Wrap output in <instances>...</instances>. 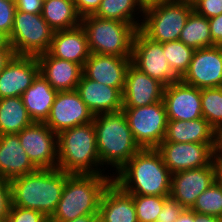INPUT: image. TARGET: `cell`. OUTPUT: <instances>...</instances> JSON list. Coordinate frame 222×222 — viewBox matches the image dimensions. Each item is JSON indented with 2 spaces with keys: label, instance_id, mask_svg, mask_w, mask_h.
<instances>
[{
  "label": "cell",
  "instance_id": "6da1fadb",
  "mask_svg": "<svg viewBox=\"0 0 222 222\" xmlns=\"http://www.w3.org/2000/svg\"><path fill=\"white\" fill-rule=\"evenodd\" d=\"M115 174L112 181L129 194L170 196L171 173L156 148L140 149Z\"/></svg>",
  "mask_w": 222,
  "mask_h": 222
},
{
  "label": "cell",
  "instance_id": "7a4b0ae2",
  "mask_svg": "<svg viewBox=\"0 0 222 222\" xmlns=\"http://www.w3.org/2000/svg\"><path fill=\"white\" fill-rule=\"evenodd\" d=\"M68 174L61 169H38L10 181L12 205L37 210L51 218L61 199Z\"/></svg>",
  "mask_w": 222,
  "mask_h": 222
},
{
  "label": "cell",
  "instance_id": "3957f363",
  "mask_svg": "<svg viewBox=\"0 0 222 222\" xmlns=\"http://www.w3.org/2000/svg\"><path fill=\"white\" fill-rule=\"evenodd\" d=\"M111 181V174H71L49 222H68L83 215L99 214L102 193Z\"/></svg>",
  "mask_w": 222,
  "mask_h": 222
},
{
  "label": "cell",
  "instance_id": "277c9868",
  "mask_svg": "<svg viewBox=\"0 0 222 222\" xmlns=\"http://www.w3.org/2000/svg\"><path fill=\"white\" fill-rule=\"evenodd\" d=\"M93 125L102 168L107 164L117 172L141 149L122 110L95 115Z\"/></svg>",
  "mask_w": 222,
  "mask_h": 222
},
{
  "label": "cell",
  "instance_id": "5b68a950",
  "mask_svg": "<svg viewBox=\"0 0 222 222\" xmlns=\"http://www.w3.org/2000/svg\"><path fill=\"white\" fill-rule=\"evenodd\" d=\"M57 168L68 174H104L93 122L57 134Z\"/></svg>",
  "mask_w": 222,
  "mask_h": 222
},
{
  "label": "cell",
  "instance_id": "8992f818",
  "mask_svg": "<svg viewBox=\"0 0 222 222\" xmlns=\"http://www.w3.org/2000/svg\"><path fill=\"white\" fill-rule=\"evenodd\" d=\"M81 26L90 53L131 57L136 29L130 23L88 15L81 18Z\"/></svg>",
  "mask_w": 222,
  "mask_h": 222
},
{
  "label": "cell",
  "instance_id": "52a82bcc",
  "mask_svg": "<svg viewBox=\"0 0 222 222\" xmlns=\"http://www.w3.org/2000/svg\"><path fill=\"white\" fill-rule=\"evenodd\" d=\"M193 6L188 0H171L144 9L139 30L149 39L165 43L179 40Z\"/></svg>",
  "mask_w": 222,
  "mask_h": 222
},
{
  "label": "cell",
  "instance_id": "ba28073f",
  "mask_svg": "<svg viewBox=\"0 0 222 222\" xmlns=\"http://www.w3.org/2000/svg\"><path fill=\"white\" fill-rule=\"evenodd\" d=\"M53 34L41 14L16 10L9 38L16 55L37 57L49 51Z\"/></svg>",
  "mask_w": 222,
  "mask_h": 222
},
{
  "label": "cell",
  "instance_id": "9c48e42d",
  "mask_svg": "<svg viewBox=\"0 0 222 222\" xmlns=\"http://www.w3.org/2000/svg\"><path fill=\"white\" fill-rule=\"evenodd\" d=\"M135 142L144 148H157L165 139L167 113L164 101L149 106L123 107Z\"/></svg>",
  "mask_w": 222,
  "mask_h": 222
},
{
  "label": "cell",
  "instance_id": "30bf717a",
  "mask_svg": "<svg viewBox=\"0 0 222 222\" xmlns=\"http://www.w3.org/2000/svg\"><path fill=\"white\" fill-rule=\"evenodd\" d=\"M131 64L165 87L180 81L168 64L163 43L149 39L139 29L136 30L132 42Z\"/></svg>",
  "mask_w": 222,
  "mask_h": 222
},
{
  "label": "cell",
  "instance_id": "8fae6325",
  "mask_svg": "<svg viewBox=\"0 0 222 222\" xmlns=\"http://www.w3.org/2000/svg\"><path fill=\"white\" fill-rule=\"evenodd\" d=\"M20 144L38 169L58 165L57 134L44 122H33L18 133Z\"/></svg>",
  "mask_w": 222,
  "mask_h": 222
},
{
  "label": "cell",
  "instance_id": "7c38bea8",
  "mask_svg": "<svg viewBox=\"0 0 222 222\" xmlns=\"http://www.w3.org/2000/svg\"><path fill=\"white\" fill-rule=\"evenodd\" d=\"M94 115L77 90L57 92L49 117L44 122L54 133L93 122Z\"/></svg>",
  "mask_w": 222,
  "mask_h": 222
},
{
  "label": "cell",
  "instance_id": "4fadbf2b",
  "mask_svg": "<svg viewBox=\"0 0 222 222\" xmlns=\"http://www.w3.org/2000/svg\"><path fill=\"white\" fill-rule=\"evenodd\" d=\"M180 80L199 89L222 87V45L196 49Z\"/></svg>",
  "mask_w": 222,
  "mask_h": 222
},
{
  "label": "cell",
  "instance_id": "5bb4252c",
  "mask_svg": "<svg viewBox=\"0 0 222 222\" xmlns=\"http://www.w3.org/2000/svg\"><path fill=\"white\" fill-rule=\"evenodd\" d=\"M213 143L161 142L156 148L170 173L201 168L212 163Z\"/></svg>",
  "mask_w": 222,
  "mask_h": 222
},
{
  "label": "cell",
  "instance_id": "9a60e30c",
  "mask_svg": "<svg viewBox=\"0 0 222 222\" xmlns=\"http://www.w3.org/2000/svg\"><path fill=\"white\" fill-rule=\"evenodd\" d=\"M215 181L213 162L201 168L171 174L170 197L185 209H191L198 196Z\"/></svg>",
  "mask_w": 222,
  "mask_h": 222
},
{
  "label": "cell",
  "instance_id": "2e32d148",
  "mask_svg": "<svg viewBox=\"0 0 222 222\" xmlns=\"http://www.w3.org/2000/svg\"><path fill=\"white\" fill-rule=\"evenodd\" d=\"M163 101L167 120L190 121L202 118L201 89L181 80L164 88Z\"/></svg>",
  "mask_w": 222,
  "mask_h": 222
},
{
  "label": "cell",
  "instance_id": "e0dca14e",
  "mask_svg": "<svg viewBox=\"0 0 222 222\" xmlns=\"http://www.w3.org/2000/svg\"><path fill=\"white\" fill-rule=\"evenodd\" d=\"M39 73L37 57L15 55L0 73V99L21 97Z\"/></svg>",
  "mask_w": 222,
  "mask_h": 222
},
{
  "label": "cell",
  "instance_id": "ac0fdd59",
  "mask_svg": "<svg viewBox=\"0 0 222 222\" xmlns=\"http://www.w3.org/2000/svg\"><path fill=\"white\" fill-rule=\"evenodd\" d=\"M164 88L161 82L130 64L122 95L123 107H143L157 103L163 100Z\"/></svg>",
  "mask_w": 222,
  "mask_h": 222
},
{
  "label": "cell",
  "instance_id": "d6986e66",
  "mask_svg": "<svg viewBox=\"0 0 222 222\" xmlns=\"http://www.w3.org/2000/svg\"><path fill=\"white\" fill-rule=\"evenodd\" d=\"M130 64L131 57L90 53L83 66L82 74L99 83L115 88H124Z\"/></svg>",
  "mask_w": 222,
  "mask_h": 222
},
{
  "label": "cell",
  "instance_id": "ffe728a7",
  "mask_svg": "<svg viewBox=\"0 0 222 222\" xmlns=\"http://www.w3.org/2000/svg\"><path fill=\"white\" fill-rule=\"evenodd\" d=\"M76 90L94 116L118 112L123 108L124 88L111 87L82 74Z\"/></svg>",
  "mask_w": 222,
  "mask_h": 222
},
{
  "label": "cell",
  "instance_id": "44dd1931",
  "mask_svg": "<svg viewBox=\"0 0 222 222\" xmlns=\"http://www.w3.org/2000/svg\"><path fill=\"white\" fill-rule=\"evenodd\" d=\"M40 74L57 91L76 90L83 68L74 62L56 58L49 52L37 56Z\"/></svg>",
  "mask_w": 222,
  "mask_h": 222
},
{
  "label": "cell",
  "instance_id": "7402d4cb",
  "mask_svg": "<svg viewBox=\"0 0 222 222\" xmlns=\"http://www.w3.org/2000/svg\"><path fill=\"white\" fill-rule=\"evenodd\" d=\"M37 170L20 144L18 134L0 135V177L11 181Z\"/></svg>",
  "mask_w": 222,
  "mask_h": 222
},
{
  "label": "cell",
  "instance_id": "603a6c76",
  "mask_svg": "<svg viewBox=\"0 0 222 222\" xmlns=\"http://www.w3.org/2000/svg\"><path fill=\"white\" fill-rule=\"evenodd\" d=\"M52 56L79 64L82 68L90 56L87 36L81 24L54 31L48 51Z\"/></svg>",
  "mask_w": 222,
  "mask_h": 222
},
{
  "label": "cell",
  "instance_id": "cb8c5ba5",
  "mask_svg": "<svg viewBox=\"0 0 222 222\" xmlns=\"http://www.w3.org/2000/svg\"><path fill=\"white\" fill-rule=\"evenodd\" d=\"M99 214L105 222H138L132 194L113 181L102 193Z\"/></svg>",
  "mask_w": 222,
  "mask_h": 222
},
{
  "label": "cell",
  "instance_id": "d4e9b609",
  "mask_svg": "<svg viewBox=\"0 0 222 222\" xmlns=\"http://www.w3.org/2000/svg\"><path fill=\"white\" fill-rule=\"evenodd\" d=\"M57 91L39 73L22 94L23 104L34 122H45L49 117Z\"/></svg>",
  "mask_w": 222,
  "mask_h": 222
},
{
  "label": "cell",
  "instance_id": "484cf974",
  "mask_svg": "<svg viewBox=\"0 0 222 222\" xmlns=\"http://www.w3.org/2000/svg\"><path fill=\"white\" fill-rule=\"evenodd\" d=\"M216 131L202 117L190 121L168 120L162 142L213 143Z\"/></svg>",
  "mask_w": 222,
  "mask_h": 222
},
{
  "label": "cell",
  "instance_id": "4316f807",
  "mask_svg": "<svg viewBox=\"0 0 222 222\" xmlns=\"http://www.w3.org/2000/svg\"><path fill=\"white\" fill-rule=\"evenodd\" d=\"M33 122L21 97L0 99V135L18 134Z\"/></svg>",
  "mask_w": 222,
  "mask_h": 222
},
{
  "label": "cell",
  "instance_id": "83f0119b",
  "mask_svg": "<svg viewBox=\"0 0 222 222\" xmlns=\"http://www.w3.org/2000/svg\"><path fill=\"white\" fill-rule=\"evenodd\" d=\"M42 17L54 30H65L81 24L73 0H43Z\"/></svg>",
  "mask_w": 222,
  "mask_h": 222
},
{
  "label": "cell",
  "instance_id": "f1b7e54d",
  "mask_svg": "<svg viewBox=\"0 0 222 222\" xmlns=\"http://www.w3.org/2000/svg\"><path fill=\"white\" fill-rule=\"evenodd\" d=\"M141 12L143 13L144 10L137 3V0H102L99 9L94 15L102 19L130 23L137 30L140 28L141 23L135 17Z\"/></svg>",
  "mask_w": 222,
  "mask_h": 222
},
{
  "label": "cell",
  "instance_id": "f546056e",
  "mask_svg": "<svg viewBox=\"0 0 222 222\" xmlns=\"http://www.w3.org/2000/svg\"><path fill=\"white\" fill-rule=\"evenodd\" d=\"M179 41L195 50L211 47L212 38L208 18L197 14L193 10L181 31Z\"/></svg>",
  "mask_w": 222,
  "mask_h": 222
},
{
  "label": "cell",
  "instance_id": "4dcf8cb0",
  "mask_svg": "<svg viewBox=\"0 0 222 222\" xmlns=\"http://www.w3.org/2000/svg\"><path fill=\"white\" fill-rule=\"evenodd\" d=\"M202 117L216 131H222V87L201 89Z\"/></svg>",
  "mask_w": 222,
  "mask_h": 222
},
{
  "label": "cell",
  "instance_id": "1f68e13d",
  "mask_svg": "<svg viewBox=\"0 0 222 222\" xmlns=\"http://www.w3.org/2000/svg\"><path fill=\"white\" fill-rule=\"evenodd\" d=\"M163 52L169 66L181 79L189 68L195 49L177 40L163 43Z\"/></svg>",
  "mask_w": 222,
  "mask_h": 222
},
{
  "label": "cell",
  "instance_id": "d6a6232c",
  "mask_svg": "<svg viewBox=\"0 0 222 222\" xmlns=\"http://www.w3.org/2000/svg\"><path fill=\"white\" fill-rule=\"evenodd\" d=\"M191 210L222 219V188L214 181L198 196Z\"/></svg>",
  "mask_w": 222,
  "mask_h": 222
},
{
  "label": "cell",
  "instance_id": "836d02e7",
  "mask_svg": "<svg viewBox=\"0 0 222 222\" xmlns=\"http://www.w3.org/2000/svg\"><path fill=\"white\" fill-rule=\"evenodd\" d=\"M169 197L132 195L138 222H157L158 214Z\"/></svg>",
  "mask_w": 222,
  "mask_h": 222
},
{
  "label": "cell",
  "instance_id": "e575fe53",
  "mask_svg": "<svg viewBox=\"0 0 222 222\" xmlns=\"http://www.w3.org/2000/svg\"><path fill=\"white\" fill-rule=\"evenodd\" d=\"M7 222H49L43 213L37 210L11 205Z\"/></svg>",
  "mask_w": 222,
  "mask_h": 222
},
{
  "label": "cell",
  "instance_id": "d590c367",
  "mask_svg": "<svg viewBox=\"0 0 222 222\" xmlns=\"http://www.w3.org/2000/svg\"><path fill=\"white\" fill-rule=\"evenodd\" d=\"M193 10L206 18H213L222 14V0H188Z\"/></svg>",
  "mask_w": 222,
  "mask_h": 222
},
{
  "label": "cell",
  "instance_id": "8d00e7d4",
  "mask_svg": "<svg viewBox=\"0 0 222 222\" xmlns=\"http://www.w3.org/2000/svg\"><path fill=\"white\" fill-rule=\"evenodd\" d=\"M16 12L15 3L12 0H0V30L9 36L13 27Z\"/></svg>",
  "mask_w": 222,
  "mask_h": 222
},
{
  "label": "cell",
  "instance_id": "74e56055",
  "mask_svg": "<svg viewBox=\"0 0 222 222\" xmlns=\"http://www.w3.org/2000/svg\"><path fill=\"white\" fill-rule=\"evenodd\" d=\"M185 208L169 197L158 214L157 222H175Z\"/></svg>",
  "mask_w": 222,
  "mask_h": 222
},
{
  "label": "cell",
  "instance_id": "f35d334b",
  "mask_svg": "<svg viewBox=\"0 0 222 222\" xmlns=\"http://www.w3.org/2000/svg\"><path fill=\"white\" fill-rule=\"evenodd\" d=\"M12 205L10 181L0 177V220L7 219Z\"/></svg>",
  "mask_w": 222,
  "mask_h": 222
},
{
  "label": "cell",
  "instance_id": "ab89813d",
  "mask_svg": "<svg viewBox=\"0 0 222 222\" xmlns=\"http://www.w3.org/2000/svg\"><path fill=\"white\" fill-rule=\"evenodd\" d=\"M102 0H73L78 15L83 18L94 15L100 7Z\"/></svg>",
  "mask_w": 222,
  "mask_h": 222
},
{
  "label": "cell",
  "instance_id": "60d3db41",
  "mask_svg": "<svg viewBox=\"0 0 222 222\" xmlns=\"http://www.w3.org/2000/svg\"><path fill=\"white\" fill-rule=\"evenodd\" d=\"M17 11L28 12L31 14H41L43 0H15Z\"/></svg>",
  "mask_w": 222,
  "mask_h": 222
},
{
  "label": "cell",
  "instance_id": "b9f144b4",
  "mask_svg": "<svg viewBox=\"0 0 222 222\" xmlns=\"http://www.w3.org/2000/svg\"><path fill=\"white\" fill-rule=\"evenodd\" d=\"M210 34L212 38V46L222 45V14L213 18H209Z\"/></svg>",
  "mask_w": 222,
  "mask_h": 222
},
{
  "label": "cell",
  "instance_id": "7bdbcfd3",
  "mask_svg": "<svg viewBox=\"0 0 222 222\" xmlns=\"http://www.w3.org/2000/svg\"><path fill=\"white\" fill-rule=\"evenodd\" d=\"M214 168H222V131L216 132L212 147Z\"/></svg>",
  "mask_w": 222,
  "mask_h": 222
},
{
  "label": "cell",
  "instance_id": "ee69618b",
  "mask_svg": "<svg viewBox=\"0 0 222 222\" xmlns=\"http://www.w3.org/2000/svg\"><path fill=\"white\" fill-rule=\"evenodd\" d=\"M16 55L14 49H0V73Z\"/></svg>",
  "mask_w": 222,
  "mask_h": 222
},
{
  "label": "cell",
  "instance_id": "f6af8a7d",
  "mask_svg": "<svg viewBox=\"0 0 222 222\" xmlns=\"http://www.w3.org/2000/svg\"><path fill=\"white\" fill-rule=\"evenodd\" d=\"M194 222H222L221 218L194 212Z\"/></svg>",
  "mask_w": 222,
  "mask_h": 222
},
{
  "label": "cell",
  "instance_id": "bcb514c9",
  "mask_svg": "<svg viewBox=\"0 0 222 222\" xmlns=\"http://www.w3.org/2000/svg\"><path fill=\"white\" fill-rule=\"evenodd\" d=\"M175 222H194V211L191 209H184Z\"/></svg>",
  "mask_w": 222,
  "mask_h": 222
},
{
  "label": "cell",
  "instance_id": "7dc6e473",
  "mask_svg": "<svg viewBox=\"0 0 222 222\" xmlns=\"http://www.w3.org/2000/svg\"><path fill=\"white\" fill-rule=\"evenodd\" d=\"M0 49H13L9 35L0 30Z\"/></svg>",
  "mask_w": 222,
  "mask_h": 222
},
{
  "label": "cell",
  "instance_id": "c3c4849f",
  "mask_svg": "<svg viewBox=\"0 0 222 222\" xmlns=\"http://www.w3.org/2000/svg\"><path fill=\"white\" fill-rule=\"evenodd\" d=\"M171 0H137V3L142 7V9H146L148 7L161 4Z\"/></svg>",
  "mask_w": 222,
  "mask_h": 222
},
{
  "label": "cell",
  "instance_id": "681fc988",
  "mask_svg": "<svg viewBox=\"0 0 222 222\" xmlns=\"http://www.w3.org/2000/svg\"><path fill=\"white\" fill-rule=\"evenodd\" d=\"M96 215L97 214L83 215V216L77 217L76 219L68 221V222H92V219Z\"/></svg>",
  "mask_w": 222,
  "mask_h": 222
},
{
  "label": "cell",
  "instance_id": "f907efd6",
  "mask_svg": "<svg viewBox=\"0 0 222 222\" xmlns=\"http://www.w3.org/2000/svg\"><path fill=\"white\" fill-rule=\"evenodd\" d=\"M215 182L222 188V168H214Z\"/></svg>",
  "mask_w": 222,
  "mask_h": 222
},
{
  "label": "cell",
  "instance_id": "816d5d0a",
  "mask_svg": "<svg viewBox=\"0 0 222 222\" xmlns=\"http://www.w3.org/2000/svg\"><path fill=\"white\" fill-rule=\"evenodd\" d=\"M92 222H105V220L100 216V214H97L93 219Z\"/></svg>",
  "mask_w": 222,
  "mask_h": 222
}]
</instances>
